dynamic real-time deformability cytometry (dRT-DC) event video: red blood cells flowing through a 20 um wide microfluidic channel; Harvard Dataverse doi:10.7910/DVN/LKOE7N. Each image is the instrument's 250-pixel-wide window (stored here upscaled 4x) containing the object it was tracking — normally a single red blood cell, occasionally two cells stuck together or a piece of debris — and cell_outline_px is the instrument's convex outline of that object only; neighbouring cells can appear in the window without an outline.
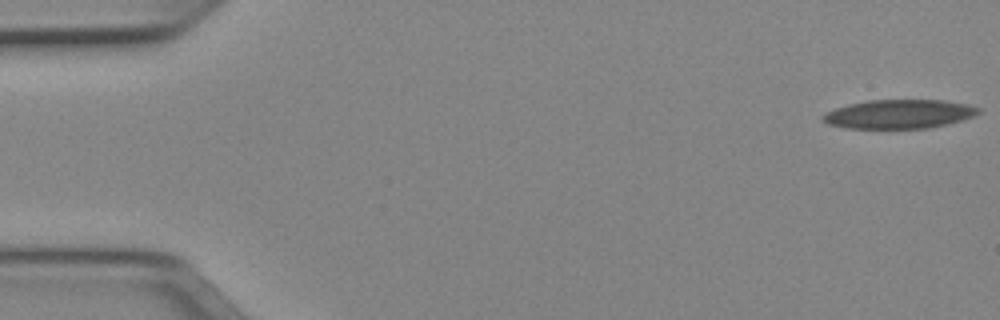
{"species": "Egyptian fruit bat (a non-hibernating species)", "species_latin": "Rousettus aegyptiacus", "temperature_condition": "cold", "stored_images_in_passage": 52, "camera_frame_rate_fps": 3000, "um_per_image_px": 0.085, "animal": {"sex": "female"}, "frame": {"image": 1, "passage_image": 1, "time_ms": 0.0, "image_size_px": [1000, 320], "cell_outline_px": [[980, 112], [972, 116], [960, 120], [928, 128], [848, 128], [828, 124], [820, 120], [820, 116], [824, 112], [848, 104], [868, 100], [944, 100], [968, 104], [980, 108]], "centroid_in_image_um": [76.36, 9.69], "position_along_channel_um": 8.6, "area_um2": 26.18}}
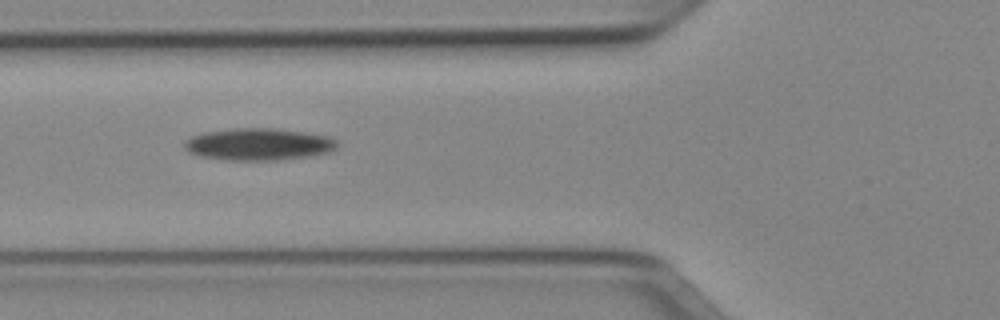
{"frame": {"image": 2, "passage_image": 19, "time_ms": 6.0, "image_size_px": [1000, 320], "cell_outline_px": [[340, 144], [336, 148], [328, 152], [308, 156], [276, 160], [228, 160], [200, 156], [188, 152], [184, 148], [184, 140], [192, 136], [204, 132], [236, 128], [272, 128], [304, 132], [328, 136], [336, 140]], "centroid_in_image_um": [21.96, 12.26], "position_along_channel_um": 103.8, "area_um2": 28.5}}
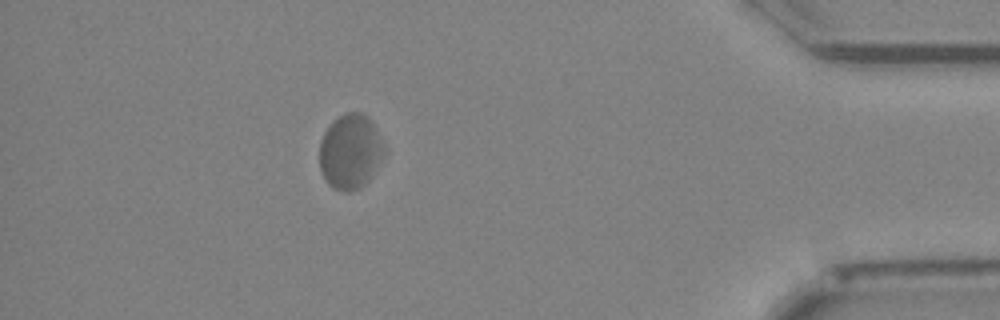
{"frame": {"image": 3, "passage_image": 46, "time_ms": 15.0, "image_size_px": [1000, 320], "cell_outline_px": [[388, 152], [372, 176], [360, 188], [348, 192], [344, 192], [332, 188], [324, 180], [320, 172], [320, 140], [324, 132], [332, 120], [344, 112], [360, 112], [368, 116], [376, 128]], "centroid_in_image_um": [29.79, 12.89], "position_along_channel_um": 405.4, "area_um2": 28.96}}